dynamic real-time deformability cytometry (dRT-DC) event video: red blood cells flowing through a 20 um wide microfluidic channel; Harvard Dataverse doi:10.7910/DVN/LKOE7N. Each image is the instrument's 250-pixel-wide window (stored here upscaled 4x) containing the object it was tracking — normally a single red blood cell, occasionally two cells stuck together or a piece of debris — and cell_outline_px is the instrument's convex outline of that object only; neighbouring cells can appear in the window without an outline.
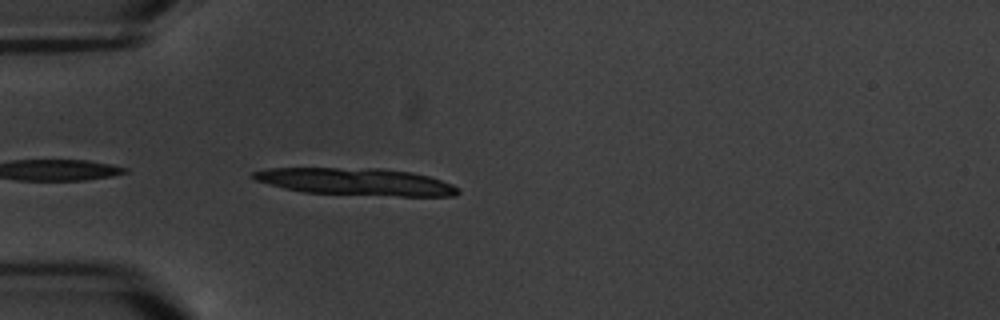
{"species": "common noctule bat (a hibernating species)", "species_latin": "Nyctalus noctula", "temperature_condition": "warm", "stored_images_in_passage": 5, "camera_frame_rate_fps": 3000, "um_per_image_px": 0.085, "animal": {"sex": "male", "body_mass_g": 20.1, "forearm_length_mm": 53.5}, "frame": {"image": 1, "passage_image": 5, "time_ms": 4.667, "image_size_px": [1000, 320], "cell_outline_px": [[460, 192], [456, 196], [400, 196], [300, 192], [284, 188], [256, 180], [248, 176], [252, 172], [268, 168], [380, 168], [412, 172], [428, 176], [452, 184], [460, 188]], "centroid_in_image_um": [30.26, 15.44], "position_along_channel_um": 54.7, "area_um2": 32.54}}